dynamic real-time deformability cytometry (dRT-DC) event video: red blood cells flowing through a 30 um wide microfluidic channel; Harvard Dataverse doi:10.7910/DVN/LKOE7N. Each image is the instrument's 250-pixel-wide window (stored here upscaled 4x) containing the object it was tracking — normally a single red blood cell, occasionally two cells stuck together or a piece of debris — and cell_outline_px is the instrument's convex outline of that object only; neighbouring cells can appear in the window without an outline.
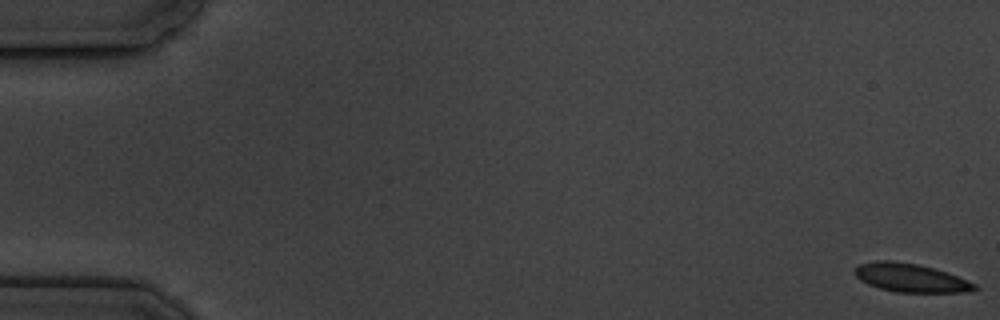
{"species": "common noctule bat (a hibernating species)", "species_latin": "Nyctalus noctula", "temperature_condition": "cold", "stored_images_in_passage": 7, "segment_of_instrument_passage": [1, 2], "camera_frame_rate_fps": 3000, "um_per_image_px": 0.085, "animal": {"sex": "male", "body_mass_g": 19.5, "forearm_length_mm": 54.6}, "frame": {"image": 1, "passage_image": 1, "time_ms": 0.0, "image_size_px": [1000, 320], "cell_outline_px": [[980, 288], [964, 292], [896, 292], [880, 288], [868, 284], [860, 280], [852, 272], [852, 268], [860, 264], [876, 260], [892, 260], [920, 264], [948, 272], [976, 284]], "centroid_in_image_um": [77.37, 23.6], "position_along_channel_um": 7.6, "area_um2": 20.11}}
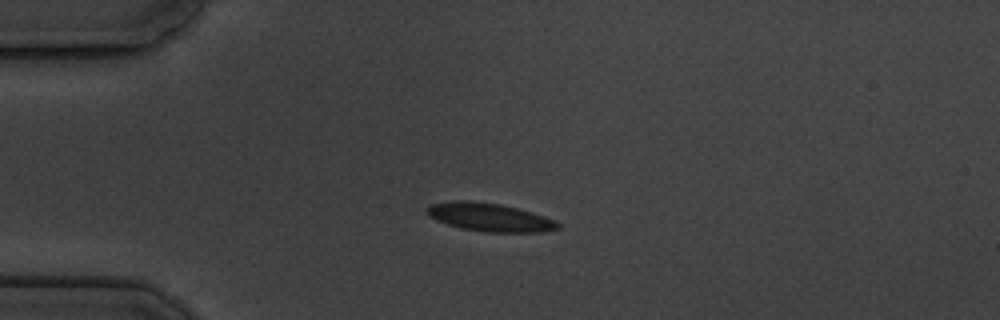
{"frame": {"image": 2, "passage_image": 5, "time_ms": 4.667, "image_size_px": [1000, 320], "cell_outline_px": [[560, 228], [540, 232], [484, 232], [460, 228], [436, 220], [428, 216], [424, 212], [424, 208], [432, 204], [452, 200], [472, 200], [500, 204], [532, 212], [556, 220], [560, 224]], "centroid_in_image_um": [41.58, 18.46], "position_along_channel_um": 43.4, "area_um2": 21.79}}